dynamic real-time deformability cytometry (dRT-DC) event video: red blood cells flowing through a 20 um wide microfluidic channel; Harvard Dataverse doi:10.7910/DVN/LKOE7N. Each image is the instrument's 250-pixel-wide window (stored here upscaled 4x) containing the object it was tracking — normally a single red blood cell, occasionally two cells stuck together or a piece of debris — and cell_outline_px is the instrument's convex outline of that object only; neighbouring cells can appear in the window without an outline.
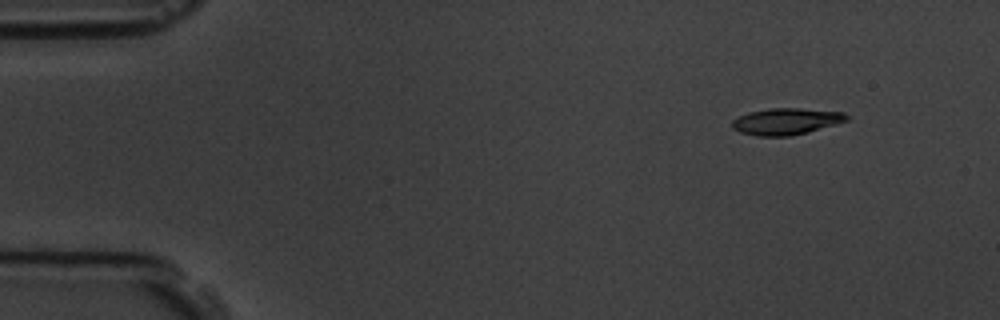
{"species": "common noctule bat (a hibernating species)", "species_latin": "Nyctalus noctula", "temperature_condition": "room temperature", "stored_images_in_passage": 4, "camera_frame_rate_fps": 3000, "um_per_image_px": 0.085, "animal": {"sex": "male", "body_mass_g": 19.5, "forearm_length_mm": 54.6}, "frame": {"image": 1, "passage_image": 1, "time_ms": 0.0, "image_size_px": [1000, 320], "cell_outline_px": [[848, 120], [836, 124], [808, 132], [792, 136], [756, 136], [740, 132], [732, 128], [732, 120], [748, 112], [768, 108], [800, 108], [844, 112], [848, 116]], "centroid_in_image_um": [66.82, 10.32], "position_along_channel_um": 18.2, "area_um2": 17.8}}
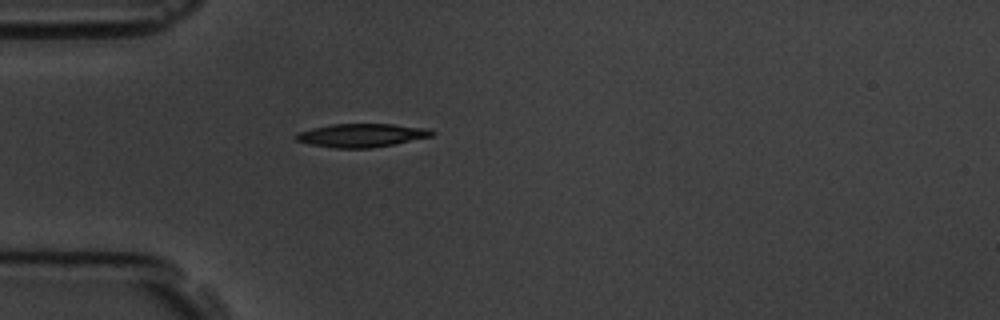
{"frame": {"image": 2, "passage_image": 4, "time_ms": 3.333, "image_size_px": [1000, 320], "cell_outline_px": [[436, 132], [432, 136], [396, 144], [372, 148], [332, 148], [308, 144], [296, 140], [292, 136], [296, 132], [312, 128], [332, 124], [392, 124], [428, 128]], "centroid_in_image_um": [30.7, 11.51], "position_along_channel_um": 54.3, "area_um2": 18.84}}